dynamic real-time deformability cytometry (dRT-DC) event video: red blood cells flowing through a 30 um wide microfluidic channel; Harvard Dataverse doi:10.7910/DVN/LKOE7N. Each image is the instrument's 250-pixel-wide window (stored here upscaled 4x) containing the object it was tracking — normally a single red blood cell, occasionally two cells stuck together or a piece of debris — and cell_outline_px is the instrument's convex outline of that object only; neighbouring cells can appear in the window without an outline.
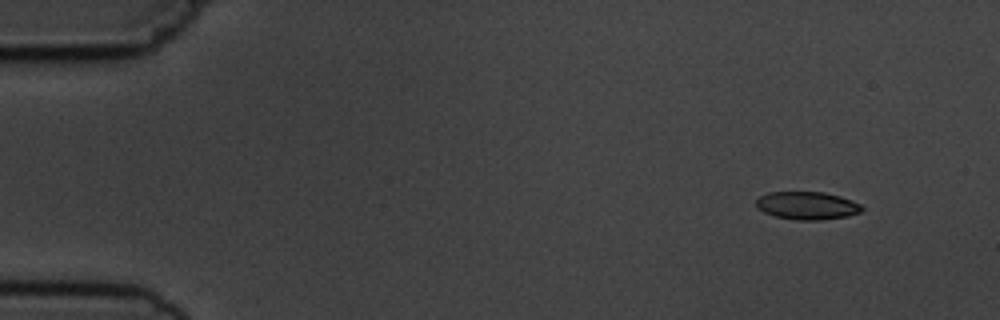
{"species": "common noctule bat (a hibernating species)", "species_latin": "Nyctalus noctula", "temperature_condition": "cold", "stored_images_in_passage": 4, "camera_frame_rate_fps": 3000, "um_per_image_px": 0.085, "animal": {"sex": "male", "body_mass_g": 19.5, "forearm_length_mm": 54.6}, "frame": {"image": 1, "passage_image": 1, "time_ms": 0.0, "image_size_px": [1000, 320], "cell_outline_px": [[864, 208], [860, 212], [848, 216], [820, 220], [796, 220], [776, 216], [764, 212], [756, 208], [756, 200], [760, 196], [768, 192], [824, 192], [840, 196], [852, 200], [860, 204]], "centroid_in_image_um": [68.6, 17.47], "position_along_channel_um": 16.4, "area_um2": 17.22}}
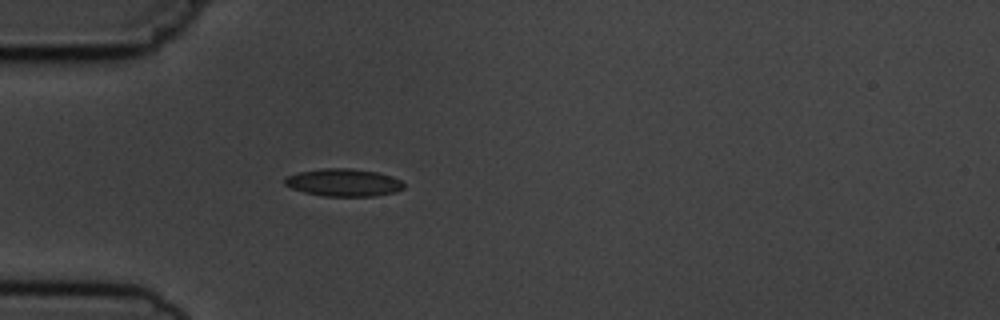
{"frame": {"image": 2, "passage_image": 4, "time_ms": 3.667, "image_size_px": [1000, 320], "cell_outline_px": [[404, 188], [396, 192], [372, 196], [324, 196], [304, 192], [292, 188], [284, 184], [284, 176], [300, 172], [324, 168], [348, 168], [380, 172], [392, 176], [400, 180], [404, 184]], "centroid_in_image_um": [29.21, 15.51], "position_along_channel_um": 55.8, "area_um2": 19.19}}